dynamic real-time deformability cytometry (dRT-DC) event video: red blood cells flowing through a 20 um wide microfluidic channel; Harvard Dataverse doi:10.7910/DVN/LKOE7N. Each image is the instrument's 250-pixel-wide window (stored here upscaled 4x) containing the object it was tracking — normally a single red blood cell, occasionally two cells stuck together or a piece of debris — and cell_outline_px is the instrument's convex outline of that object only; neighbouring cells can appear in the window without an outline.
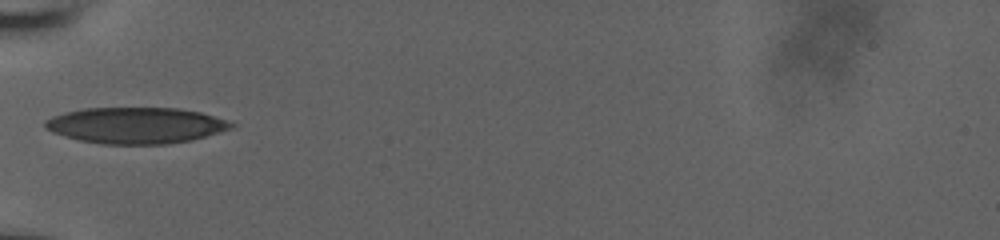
{"species": "human", "species_latin": "Homo sapiens", "temperature_condition": "room temperature", "stored_images_in_passage": 3, "camera_frame_rate_fps": 3000, "um_per_image_px": 0.085, "donor": {"sex": "male"}, "frame": {"image": 1, "passage_image": 1, "time_ms": 0.0, "image_size_px": [1000, 240], "cell_outline_px": [[236, 124], [232, 128], [220, 132], [192, 140], [168, 144], [100, 144], [80, 140], [64, 136], [52, 132], [44, 128], [44, 120], [52, 116], [64, 112], [84, 108], [180, 108], [200, 112]], "centroid_in_image_um": [11.51, 10.66], "position_along_channel_um": 73.5, "area_um2": 39.3}}